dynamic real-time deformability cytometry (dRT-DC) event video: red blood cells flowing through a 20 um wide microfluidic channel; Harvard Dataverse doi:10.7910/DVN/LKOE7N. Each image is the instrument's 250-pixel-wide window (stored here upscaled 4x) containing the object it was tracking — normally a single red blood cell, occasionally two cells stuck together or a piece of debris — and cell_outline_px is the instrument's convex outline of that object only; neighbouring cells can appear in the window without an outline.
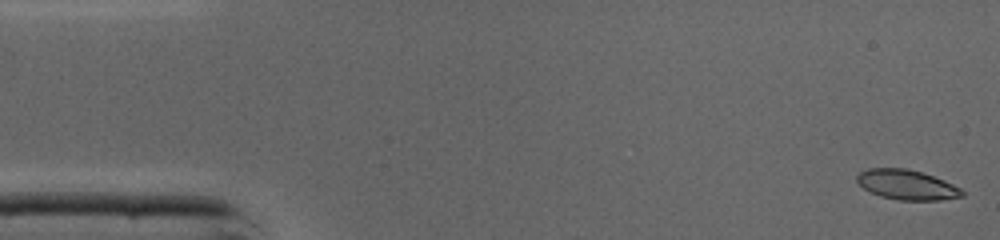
{"species": "common noctule bat (a hibernating species)", "species_latin": "Nyctalus noctula", "temperature_condition": "cold", "stored_images_in_passage": 47, "camera_frame_rate_fps": 3000, "um_per_image_px": 0.085, "animal": {"sex": "male", "body_mass_g": 19.0, "forearm_length_mm": 50.8}, "frame": {"image": 1, "passage_image": 1, "time_ms": 0.0, "image_size_px": [1000, 240], "cell_outline_px": [[964, 196], [940, 200], [900, 200], [880, 196], [864, 188], [856, 180], [856, 176], [860, 172], [868, 168], [908, 168], [944, 180], [960, 188], [964, 192]], "centroid_in_image_um": [77.08, 15.7], "position_along_channel_um": 7.9, "area_um2": 18.15}}
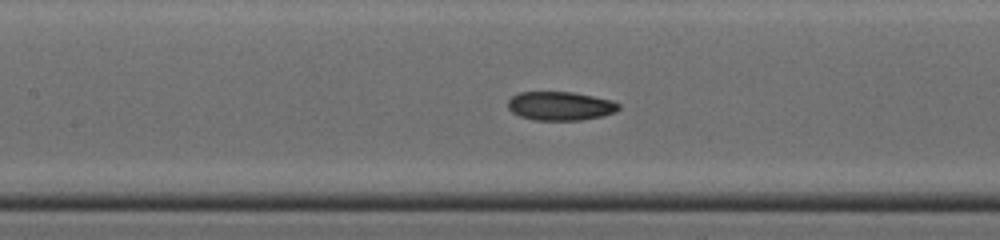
{"frame": {"image": 2, "passage_image": 20, "time_ms": 6.333, "image_size_px": [1000, 240], "cell_outline_px": [[620, 108], [616, 112], [600, 116], [580, 120], [532, 120], [520, 116], [512, 112], [508, 108], [508, 100], [512, 96], [520, 92], [572, 92], [612, 100], [620, 104]], "centroid_in_image_um": [47.61, 9.01], "position_along_channel_um": 159.8, "area_um2": 18.55}}
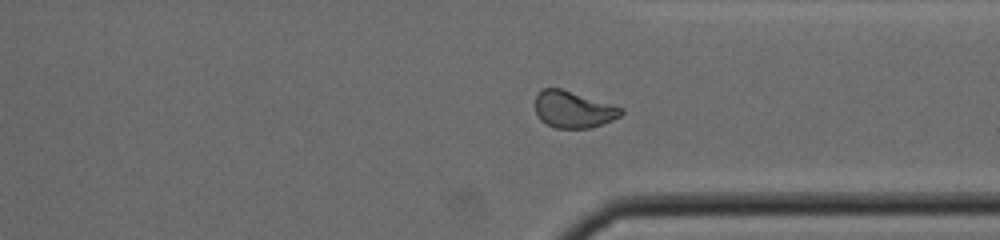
{"frame": {"image": 3, "passage_image": 34, "time_ms": 11.0, "image_size_px": [1000, 240], "cell_outline_px": [[624, 112], [620, 116], [612, 120], [592, 128], [556, 128], [540, 120], [536, 112], [536, 96], [544, 88], [560, 88], [624, 108]], "centroid_in_image_um": [48.75, 9.32], "position_along_channel_um": 362.6, "area_um2": 18.21}, "authors_computed_cell_mechanics": {"area_um2": 18.9006, "velocity_mm_per_s": 4.3459, "shape_relaxation_time_tau1_ms": null, "shape_relaxation_time_tau2_ms": 2.2338, "deformation_change_tau1": null, "deformation_change_tau2": 0.0685}}